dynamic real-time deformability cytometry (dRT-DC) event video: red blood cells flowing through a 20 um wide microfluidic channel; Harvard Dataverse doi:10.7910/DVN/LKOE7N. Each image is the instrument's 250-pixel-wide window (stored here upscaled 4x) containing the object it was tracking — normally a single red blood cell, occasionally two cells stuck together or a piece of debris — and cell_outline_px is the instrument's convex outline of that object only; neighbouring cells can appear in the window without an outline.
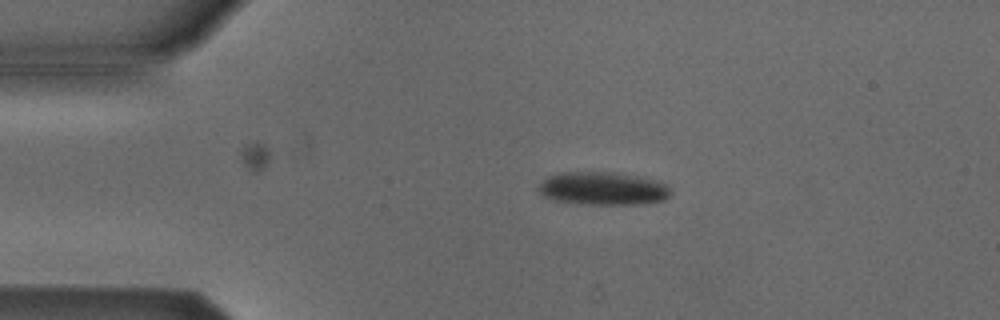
{"species": "Egyptian fruit bat (a non-hibernating species)", "species_latin": "Rousettus aegyptiacus", "temperature_condition": "cold", "stored_images_in_passage": 3, "camera_frame_rate_fps": 3000, "um_per_image_px": 0.085, "animal": {"sex": "male"}, "frame": {"image": 1, "passage_image": 2, "time_ms": 1.0, "image_size_px": [1000, 320], "cell_outline_px": [[672, 192], [664, 200], [644, 204], [592, 204], [556, 200], [544, 196], [536, 188], [548, 176], [560, 172], [612, 172], [636, 176], [652, 180], [664, 184]], "centroid_in_image_um": [51.23, 16.02], "position_along_channel_um": 33.8, "area_um2": 25.09}}